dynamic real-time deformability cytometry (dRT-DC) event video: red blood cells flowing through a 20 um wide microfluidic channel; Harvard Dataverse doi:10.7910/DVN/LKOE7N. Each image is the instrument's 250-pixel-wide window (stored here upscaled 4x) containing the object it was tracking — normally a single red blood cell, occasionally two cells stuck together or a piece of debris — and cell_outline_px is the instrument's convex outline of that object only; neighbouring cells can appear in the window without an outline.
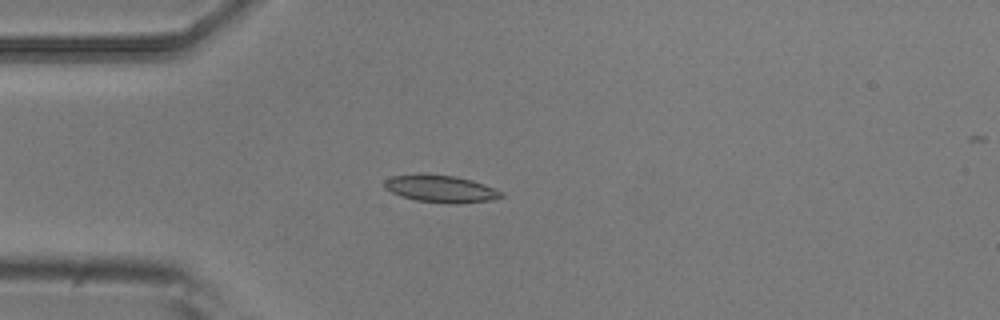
{"species": "common noctule bat (a hibernating species)", "species_latin": "Nyctalus noctula", "temperature_condition": "room temperature", "stored_images_in_passage": 5, "camera_frame_rate_fps": 3000, "um_per_image_px": 0.085, "animal": {"sex": "male", "body_mass_g": 20.5, "forearm_length_mm": 52.5}, "frame": {"image": 1, "passage_image": 4, "time_ms": 1.0, "image_size_px": [1000, 320], "cell_outline_px": [[504, 196], [492, 200], [456, 204], [452, 204], [416, 200], [400, 196], [384, 188], [384, 180], [392, 176], [420, 172], [456, 176], [472, 180], [484, 184], [504, 192]], "centroid_in_image_um": [37.45, 16.03], "position_along_channel_um": 47.6, "area_um2": 18.96}}